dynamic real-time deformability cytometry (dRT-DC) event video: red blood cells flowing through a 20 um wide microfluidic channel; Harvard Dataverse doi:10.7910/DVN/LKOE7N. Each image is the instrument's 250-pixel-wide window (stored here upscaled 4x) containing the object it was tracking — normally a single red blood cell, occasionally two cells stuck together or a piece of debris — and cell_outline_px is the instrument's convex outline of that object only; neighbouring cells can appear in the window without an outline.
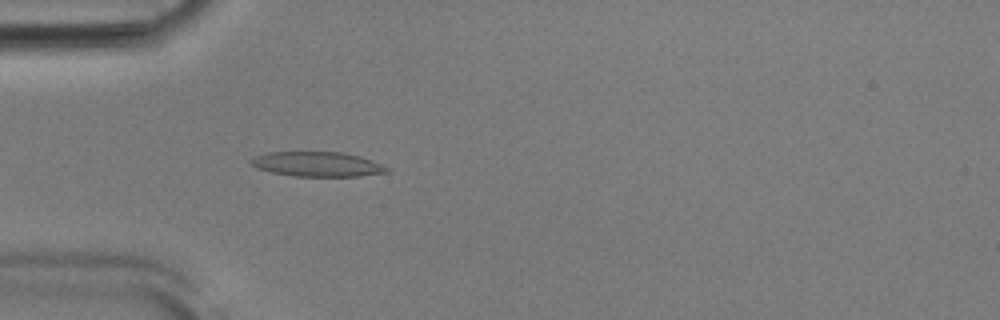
{"species": "Egyptian fruit bat (a non-hibernating species)", "species_latin": "Rousettus aegyptiacus", "temperature_condition": "room temperature", "stored_images_in_passage": 52, "camera_frame_rate_fps": 3000, "um_per_image_px": 0.085, "animal": {"sex": "male"}, "frame": {"image": 1, "passage_image": 16, "time_ms": 5.0, "image_size_px": [1000, 320], "cell_outline_px": [[392, 168], [388, 172], [360, 176], [292, 176], [272, 172], [256, 168], [248, 160], [256, 156], [268, 152], [344, 152], [360, 156]], "centroid_in_image_um": [26.99, 13.95], "position_along_channel_um": 58.0, "area_um2": 19.65}}
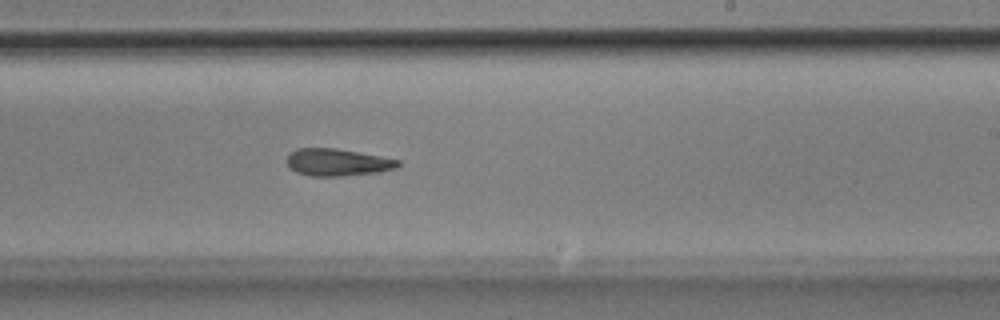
{"frame": {"image": 2, "passage_image": 32, "time_ms": 10.333, "image_size_px": [1000, 320], "cell_outline_px": [[400, 164], [396, 168], [380, 172], [340, 176], [312, 176], [296, 172], [288, 164], [288, 156], [296, 148], [336, 148], [360, 152], [400, 160]], "centroid_in_image_um": [28.72, 13.79], "position_along_channel_um": 260.3, "area_um2": 17.51}}
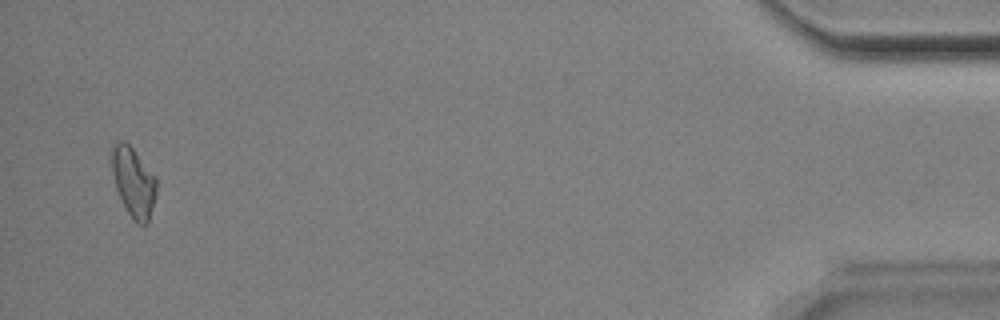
{"frame": {"image": 3, "passage_image": 51, "time_ms": 16.667, "image_size_px": [1000, 320], "cell_outline_px": [[156, 196], [148, 224], [144, 228], [136, 224], [128, 212], [116, 188], [112, 172], [112, 144], [116, 140], [124, 140], [132, 148], [156, 176]], "centroid_in_image_um": [11.36, 15.5], "position_along_channel_um": 423.8, "area_um2": 18.26}}